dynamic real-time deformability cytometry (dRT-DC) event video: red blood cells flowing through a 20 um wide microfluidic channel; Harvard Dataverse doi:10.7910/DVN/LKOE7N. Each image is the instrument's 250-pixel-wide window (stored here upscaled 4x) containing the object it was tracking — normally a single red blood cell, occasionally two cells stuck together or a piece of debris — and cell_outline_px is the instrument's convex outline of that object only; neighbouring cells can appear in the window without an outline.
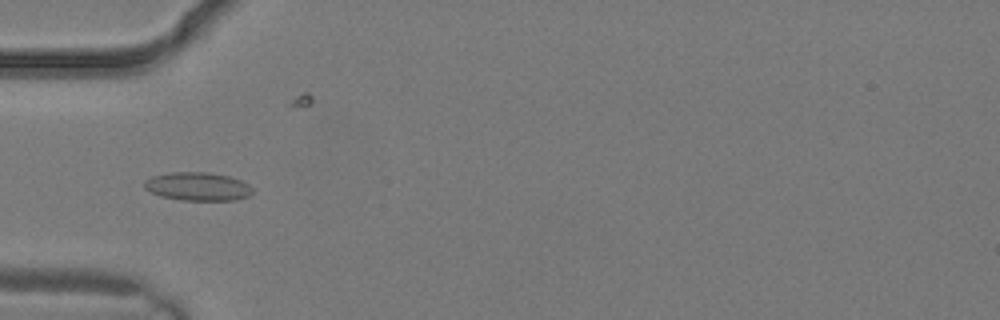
{"species": "common noctule bat (a hibernating species)", "species_latin": "Nyctalus noctula", "temperature_condition": "warm", "stored_images_in_passage": 2, "camera_frame_rate_fps": 3000, "um_per_image_px": 0.085, "animal": {"sex": "male", "body_mass_g": 19.2, "forearm_length_mm": 51.8}, "frame": {"image": 1, "passage_image": 2, "time_ms": 0.333, "image_size_px": [1000, 320], "cell_outline_px": [[252, 192], [248, 196], [236, 200], [180, 200], [160, 196], [144, 188], [144, 180], [152, 176], [168, 172], [208, 172], [228, 176], [240, 180], [248, 184], [252, 188]], "centroid_in_image_um": [16.78, 15.84], "position_along_channel_um": 68.2, "area_um2": 17.92}}